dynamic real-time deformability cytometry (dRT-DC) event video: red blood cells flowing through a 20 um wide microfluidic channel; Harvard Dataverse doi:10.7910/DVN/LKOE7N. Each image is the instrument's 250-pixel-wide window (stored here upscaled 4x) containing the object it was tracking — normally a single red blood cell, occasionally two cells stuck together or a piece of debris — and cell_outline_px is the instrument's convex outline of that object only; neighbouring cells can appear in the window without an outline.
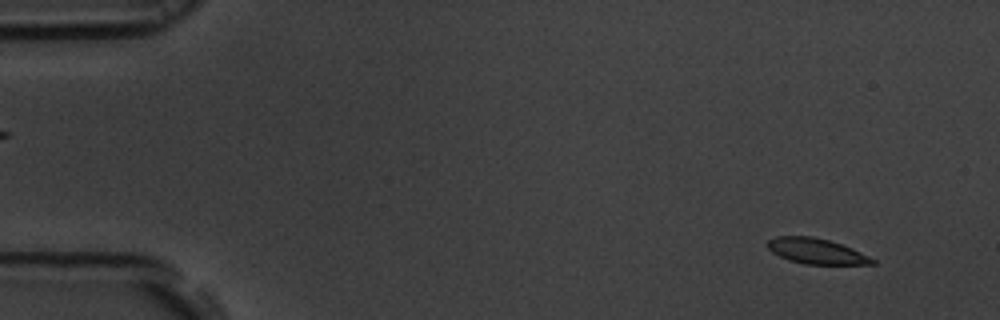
{"species": "common noctule bat (a hibernating species)", "species_latin": "Nyctalus noctula", "temperature_condition": "room temperature", "stored_images_in_passage": 55, "camera_frame_rate_fps": 3000, "um_per_image_px": 0.085, "animal": {"sex": "male", "body_mass_g": 19.5, "forearm_length_mm": 54.6}, "frame": {"image": 1, "passage_image": 4, "time_ms": 1.0, "image_size_px": [1000, 320], "cell_outline_px": [[876, 264], [804, 264], [788, 260], [772, 252], [764, 244], [768, 240], [776, 236], [812, 236], [828, 240], [852, 248], [876, 260]], "centroid_in_image_um": [69.35, 21.34], "position_along_channel_um": 15.7, "area_um2": 15.55}}
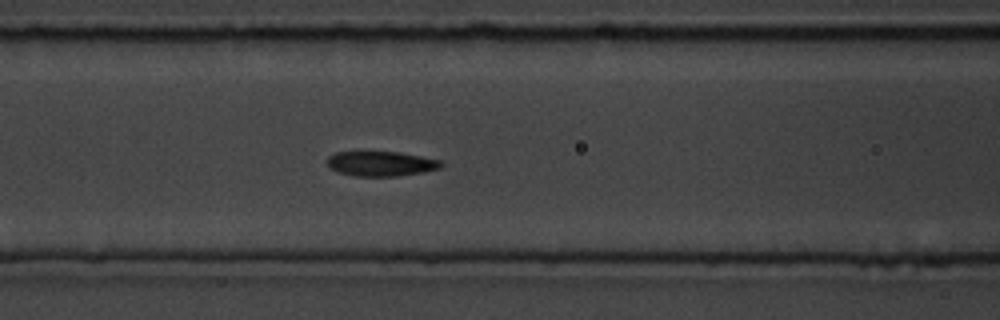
{"frame": {"image": 2, "passage_image": 23, "time_ms": 7.333, "image_size_px": [1000, 320], "cell_outline_px": [[444, 164], [440, 168], [424, 172], [396, 176], [356, 176], [336, 172], [328, 164], [328, 156], [336, 152], [400, 152], [440, 160]], "centroid_in_image_um": [32.4, 13.91], "position_along_channel_um": 134.2, "area_um2": 16.42}}
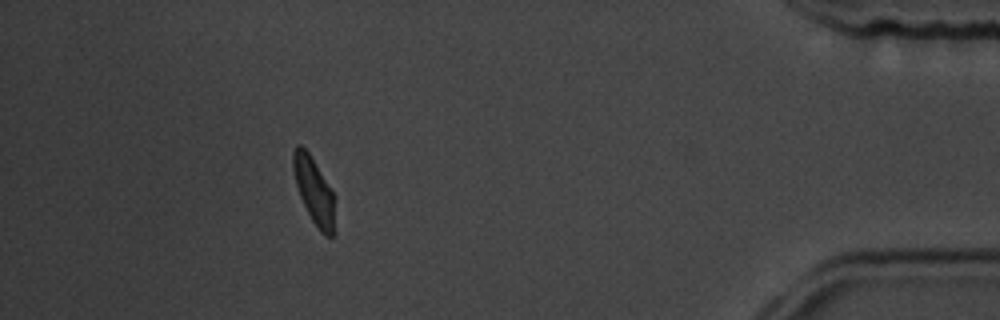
{"frame": {"image": 3, "passage_image": 50, "time_ms": 16.333, "image_size_px": [1000, 320], "cell_outline_px": [[336, 196], [332, 236], [324, 236], [320, 232], [312, 220], [300, 196], [296, 184], [292, 168], [292, 152], [296, 144], [300, 144], [308, 152]], "centroid_in_image_um": [26.69, 16.2], "position_along_channel_um": 408.5, "area_um2": 16.13}, "authors_computed_cell_mechanics": {"area_um2": 16.7042, "velocity_mm_per_s": 3.6528, "shape_relaxation_time_tau1_ms": 4.348, "shape_relaxation_time_tau2_ms": 1.6058, "deformation_change_tau1": 0.1359, "deformation_change_tau2": 0.0441}}